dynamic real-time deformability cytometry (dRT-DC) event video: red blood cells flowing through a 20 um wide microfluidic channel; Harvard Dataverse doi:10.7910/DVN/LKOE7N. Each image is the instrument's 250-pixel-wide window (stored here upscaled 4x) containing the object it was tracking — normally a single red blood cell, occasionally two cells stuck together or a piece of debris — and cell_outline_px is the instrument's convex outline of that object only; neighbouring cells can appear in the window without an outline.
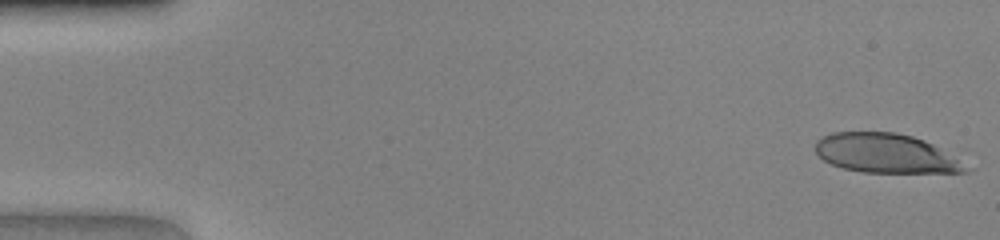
{"species": "human", "species_latin": "Homo sapiens", "temperature_condition": "warm", "stored_images_in_passage": 46, "camera_frame_rate_fps": 3000, "um_per_image_px": 0.085, "donor": {"sex": "female"}, "frame": {"image": 1, "passage_image": 1, "time_ms": 0.0, "image_size_px": [1000, 240], "cell_outline_px": [[976, 168], [968, 172], [860, 172], [844, 168], [832, 164], [824, 160], [816, 152], [816, 140], [832, 132], [896, 132], [912, 136], [924, 140], [960, 156]], "centroid_in_image_um": [75.45, 13.04], "position_along_channel_um": 9.6, "area_um2": 35.03}}
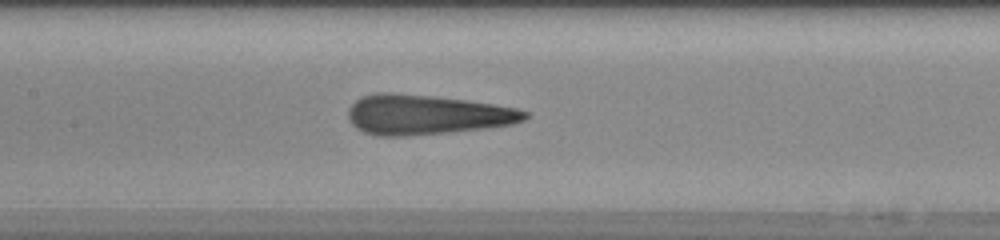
{"frame": {"image": 2, "passage_image": 22, "time_ms": 7.0, "image_size_px": [1000, 240], "cell_outline_px": [[528, 116], [524, 120], [512, 124], [484, 128], [448, 132], [408, 136], [376, 136], [364, 132], [356, 128], [348, 120], [348, 108], [356, 100], [364, 96], [376, 92], [392, 92], [432, 96], [464, 100], [492, 104], [516, 108], [528, 112]], "centroid_in_image_um": [36.2, 9.75], "position_along_channel_um": 171.2, "area_um2": 40.92}}
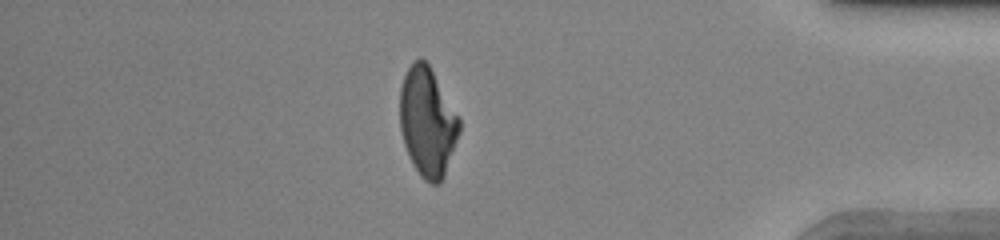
{"frame": {"image": 3, "passage_image": 40, "time_ms": 13.0, "image_size_px": [1000, 240], "cell_outline_px": [[460, 132], [444, 176], [440, 184], [432, 184], [424, 180], [420, 176], [412, 164], [404, 144], [400, 128], [400, 88], [404, 76], [412, 60], [420, 56], [428, 64], [460, 116]], "centroid_in_image_um": [36.34, 10.36], "position_along_channel_um": 398.9, "area_um2": 38.03}}